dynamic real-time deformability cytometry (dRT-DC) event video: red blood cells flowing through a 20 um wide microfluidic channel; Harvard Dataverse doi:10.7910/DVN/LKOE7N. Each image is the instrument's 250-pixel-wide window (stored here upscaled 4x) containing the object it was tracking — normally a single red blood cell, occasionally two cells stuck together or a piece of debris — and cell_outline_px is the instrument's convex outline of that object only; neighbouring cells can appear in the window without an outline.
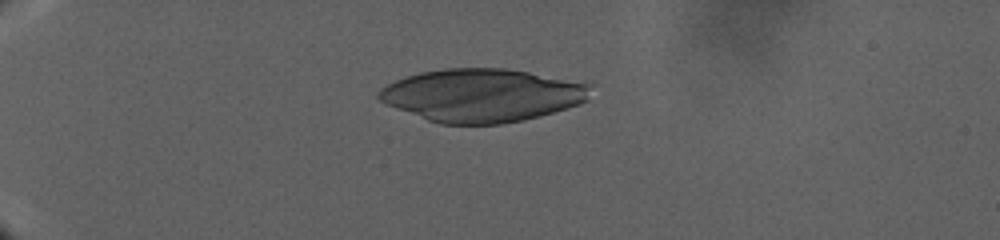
{"species": "human", "species_latin": "Homo sapiens", "temperature_condition": "warm", "stored_images_in_passage": 56, "camera_frame_rate_fps": 3000, "um_per_image_px": 0.085, "donor": {"sex": "male"}, "frame": {"image": 1, "passage_image": 14, "time_ms": 12.0, "image_size_px": [1000, 240], "cell_outline_px": [[592, 84], [588, 100], [580, 104], [540, 116], [524, 120], [500, 124], [440, 124], [428, 120], [384, 104], [376, 96], [376, 92], [380, 88], [404, 76], [420, 72], [444, 68], [504, 68], [528, 72]], "centroid_in_image_um": [40.95, 8.1], "position_along_channel_um": 44.1, "area_um2": 65.66}}